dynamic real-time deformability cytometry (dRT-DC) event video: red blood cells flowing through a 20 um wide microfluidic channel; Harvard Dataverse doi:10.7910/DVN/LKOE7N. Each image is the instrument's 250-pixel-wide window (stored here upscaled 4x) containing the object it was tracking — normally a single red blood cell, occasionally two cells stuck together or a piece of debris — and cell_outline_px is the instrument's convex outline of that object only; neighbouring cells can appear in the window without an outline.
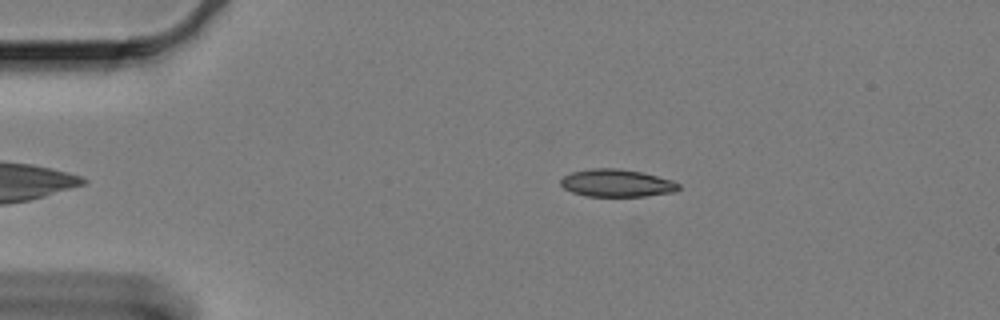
{"species": "Egyptian fruit bat (a non-hibernating species)", "species_latin": "Rousettus aegyptiacus", "temperature_condition": "cold", "stored_images_in_passage": 52, "camera_frame_rate_fps": 3000, "um_per_image_px": 0.085, "animal": {"sex": "female"}, "frame": {"image": 1, "passage_image": 3, "time_ms": 0.667, "image_size_px": [1000, 320], "cell_outline_px": [[680, 188], [676, 192], [644, 196], [588, 196], [572, 192], [564, 188], [560, 184], [560, 180], [564, 176], [572, 172], [592, 168], [616, 168], [640, 172], [672, 180], [680, 184]], "centroid_in_image_um": [52.43, 15.56], "position_along_channel_um": 32.6, "area_um2": 18.84}}
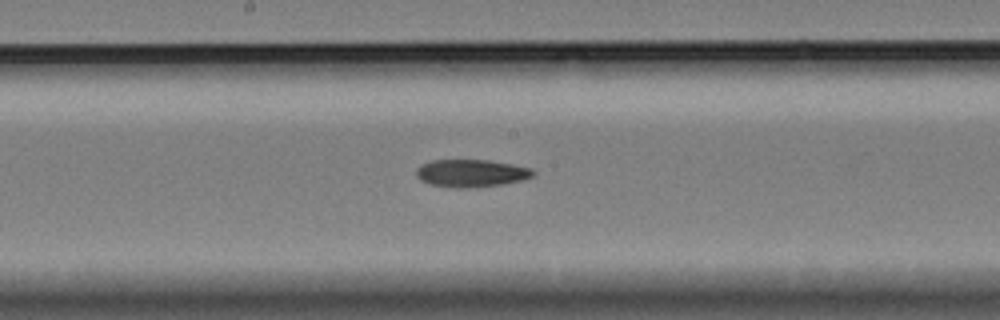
{"frame": {"image": 2, "passage_image": 23, "time_ms": 7.333, "image_size_px": [1000, 320], "cell_outline_px": [[536, 172], [532, 176], [524, 180], [504, 184], [476, 188], [456, 188], [428, 184], [420, 180], [416, 176], [416, 168], [420, 164], [432, 160], [488, 160], [512, 164], [532, 168]], "centroid_in_image_um": [40.05, 14.73], "position_along_channel_um": 208.2, "area_um2": 19.13}}
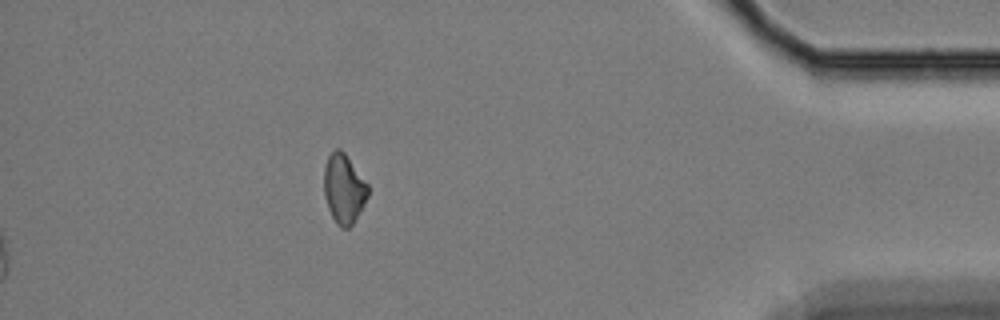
{"frame": {"image": 3, "passage_image": 45, "time_ms": 14.667, "image_size_px": [1000, 320], "cell_outline_px": [[368, 196], [364, 204], [352, 224], [348, 228], [340, 228], [336, 224], [328, 208], [324, 196], [324, 168], [328, 156], [336, 148], [340, 148], [344, 152], [368, 184]], "centroid_in_image_um": [29.21, 16.05], "position_along_channel_um": 406.0, "area_um2": 17.69}}